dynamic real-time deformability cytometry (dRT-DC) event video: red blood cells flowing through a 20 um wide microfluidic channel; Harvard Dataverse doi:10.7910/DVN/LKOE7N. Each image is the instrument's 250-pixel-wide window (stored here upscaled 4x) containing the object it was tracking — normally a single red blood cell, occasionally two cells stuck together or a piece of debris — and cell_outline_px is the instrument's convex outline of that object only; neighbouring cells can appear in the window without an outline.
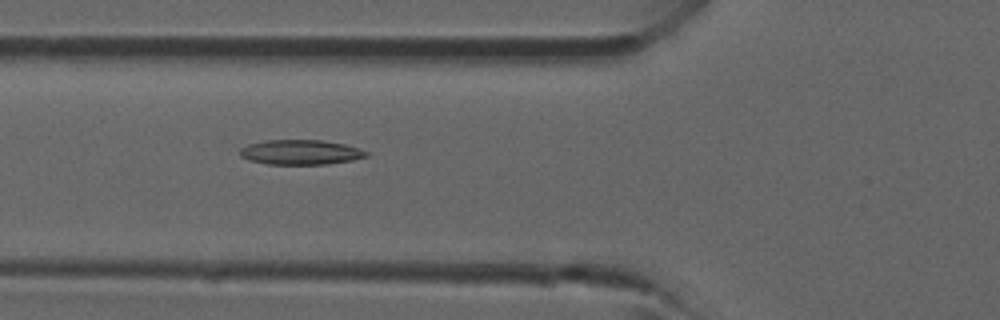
{"species": "common noctule bat (a hibernating species)", "species_latin": "Nyctalus noctula", "temperature_condition": "room temperature", "stored_images_in_passage": 33, "camera_frame_rate_fps": 3000, "um_per_image_px": 0.085, "animal": {"sex": "male", "forearm_length_mm": 52.5}, "frame": {"image": 1, "passage_image": 12, "time_ms": 3.667, "image_size_px": [1000, 320], "cell_outline_px": [[368, 156], [352, 160], [328, 164], [268, 164], [248, 160], [240, 156], [240, 148], [248, 144], [264, 140], [320, 140], [344, 144], [368, 152]], "centroid_in_image_um": [25.51, 12.94], "position_along_channel_um": 100.3, "area_um2": 18.21}}
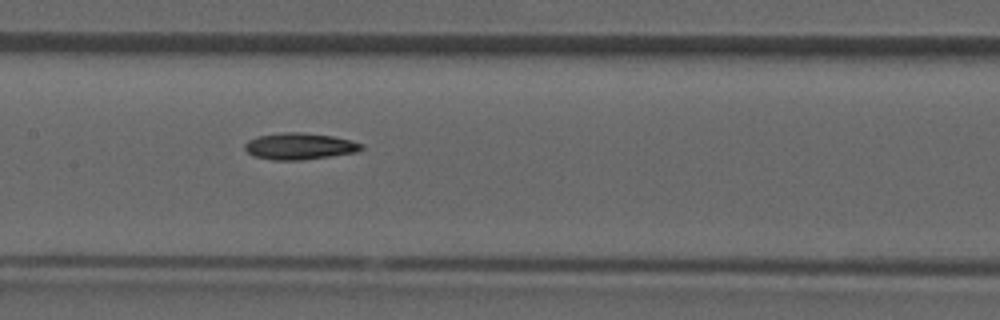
{"frame": {"image": 2, "passage_image": 17, "time_ms": 5.333, "image_size_px": [1000, 320], "cell_outline_px": [[364, 148], [356, 152], [300, 160], [272, 160], [252, 156], [244, 148], [244, 144], [248, 140], [256, 136], [284, 132], [300, 132], [332, 136], [364, 144]], "centroid_in_image_um": [25.41, 12.43], "position_along_channel_um": 182.0, "area_um2": 17.98}}
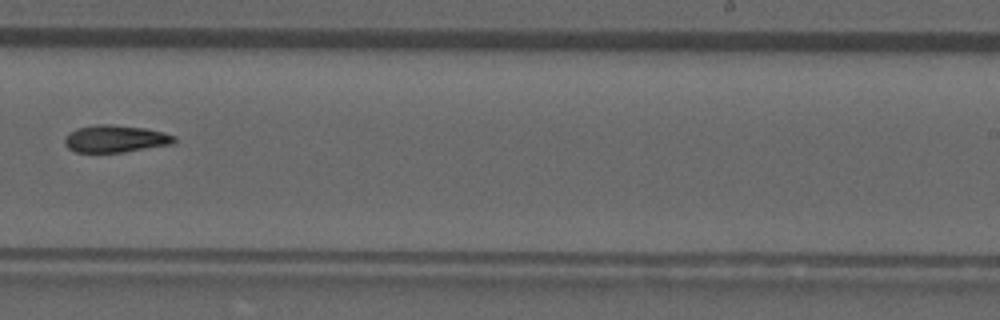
{"frame": {"image": 3, "passage_image": 23, "time_ms": 7.333, "image_size_px": [1000, 320], "cell_outline_px": [[176, 140], [172, 144], [124, 152], [76, 152], [68, 148], [64, 144], [64, 136], [68, 132], [76, 128], [96, 124], [112, 124], [144, 128], [164, 132], [176, 136]], "centroid_in_image_um": [9.78, 11.79], "position_along_channel_um": 279.2, "area_um2": 17.57}}